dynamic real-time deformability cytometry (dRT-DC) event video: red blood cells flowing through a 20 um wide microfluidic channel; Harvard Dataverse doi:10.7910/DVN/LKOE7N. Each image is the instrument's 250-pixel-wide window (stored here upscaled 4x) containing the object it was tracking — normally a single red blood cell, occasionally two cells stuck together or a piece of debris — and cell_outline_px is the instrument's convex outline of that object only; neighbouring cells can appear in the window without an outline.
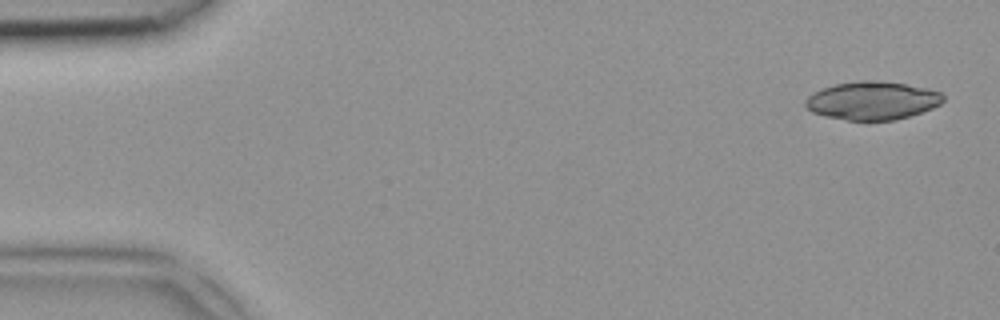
{"species": "common noctule bat (a hibernating species)", "species_latin": "Nyctalus noctula", "temperature_condition": "room temperature", "stored_images_in_passage": 4, "camera_frame_rate_fps": 3000, "um_per_image_px": 0.085, "animal": {"sex": "female", "body_mass_g": 18.4}, "frame": {"image": 1, "passage_image": 1, "time_ms": 0.0, "image_size_px": [1000, 320], "cell_outline_px": [[944, 100], [940, 104], [932, 108], [896, 120], [848, 120], [824, 116], [812, 112], [804, 104], [804, 100], [812, 92], [820, 88], [836, 84], [860, 80], [876, 80], [908, 84], [928, 88], [940, 92], [944, 96]], "centroid_in_image_um": [74.13, 8.54], "position_along_channel_um": 10.9, "area_um2": 30.87}}